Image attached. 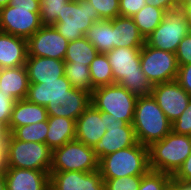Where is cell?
I'll use <instances>...</instances> for the list:
<instances>
[{
	"instance_id": "ffe728a7",
	"label": "cell",
	"mask_w": 191,
	"mask_h": 190,
	"mask_svg": "<svg viewBox=\"0 0 191 190\" xmlns=\"http://www.w3.org/2000/svg\"><path fill=\"white\" fill-rule=\"evenodd\" d=\"M28 56L27 40L0 31V67L25 66Z\"/></svg>"
},
{
	"instance_id": "e0dca14e",
	"label": "cell",
	"mask_w": 191,
	"mask_h": 190,
	"mask_svg": "<svg viewBox=\"0 0 191 190\" xmlns=\"http://www.w3.org/2000/svg\"><path fill=\"white\" fill-rule=\"evenodd\" d=\"M90 104V93L72 87L66 95L55 97L49 101L45 108L48 116H61L77 120Z\"/></svg>"
},
{
	"instance_id": "4316f807",
	"label": "cell",
	"mask_w": 191,
	"mask_h": 190,
	"mask_svg": "<svg viewBox=\"0 0 191 190\" xmlns=\"http://www.w3.org/2000/svg\"><path fill=\"white\" fill-rule=\"evenodd\" d=\"M97 54V49L83 37L68 43L64 62L90 66Z\"/></svg>"
},
{
	"instance_id": "ba28073f",
	"label": "cell",
	"mask_w": 191,
	"mask_h": 190,
	"mask_svg": "<svg viewBox=\"0 0 191 190\" xmlns=\"http://www.w3.org/2000/svg\"><path fill=\"white\" fill-rule=\"evenodd\" d=\"M99 170V160L93 148L77 140L70 141L52 150L50 171H81Z\"/></svg>"
},
{
	"instance_id": "d590c367",
	"label": "cell",
	"mask_w": 191,
	"mask_h": 190,
	"mask_svg": "<svg viewBox=\"0 0 191 190\" xmlns=\"http://www.w3.org/2000/svg\"><path fill=\"white\" fill-rule=\"evenodd\" d=\"M17 100L10 93L0 92V124L7 130L14 104Z\"/></svg>"
},
{
	"instance_id": "8fae6325",
	"label": "cell",
	"mask_w": 191,
	"mask_h": 190,
	"mask_svg": "<svg viewBox=\"0 0 191 190\" xmlns=\"http://www.w3.org/2000/svg\"><path fill=\"white\" fill-rule=\"evenodd\" d=\"M39 12L7 5L0 9V31L28 40L41 27Z\"/></svg>"
},
{
	"instance_id": "7a4b0ae2",
	"label": "cell",
	"mask_w": 191,
	"mask_h": 190,
	"mask_svg": "<svg viewBox=\"0 0 191 190\" xmlns=\"http://www.w3.org/2000/svg\"><path fill=\"white\" fill-rule=\"evenodd\" d=\"M132 125L137 142L147 147L172 131L171 122L152 95L138 96Z\"/></svg>"
},
{
	"instance_id": "f907efd6",
	"label": "cell",
	"mask_w": 191,
	"mask_h": 190,
	"mask_svg": "<svg viewBox=\"0 0 191 190\" xmlns=\"http://www.w3.org/2000/svg\"><path fill=\"white\" fill-rule=\"evenodd\" d=\"M10 0H0V9L9 5Z\"/></svg>"
},
{
	"instance_id": "d4e9b609",
	"label": "cell",
	"mask_w": 191,
	"mask_h": 190,
	"mask_svg": "<svg viewBox=\"0 0 191 190\" xmlns=\"http://www.w3.org/2000/svg\"><path fill=\"white\" fill-rule=\"evenodd\" d=\"M48 131L45 144L51 149L75 140L76 120L65 117H48Z\"/></svg>"
},
{
	"instance_id": "836d02e7",
	"label": "cell",
	"mask_w": 191,
	"mask_h": 190,
	"mask_svg": "<svg viewBox=\"0 0 191 190\" xmlns=\"http://www.w3.org/2000/svg\"><path fill=\"white\" fill-rule=\"evenodd\" d=\"M102 179L104 180L105 190H138L142 175Z\"/></svg>"
},
{
	"instance_id": "ac0fdd59",
	"label": "cell",
	"mask_w": 191,
	"mask_h": 190,
	"mask_svg": "<svg viewBox=\"0 0 191 190\" xmlns=\"http://www.w3.org/2000/svg\"><path fill=\"white\" fill-rule=\"evenodd\" d=\"M6 190H50V172L6 168Z\"/></svg>"
},
{
	"instance_id": "b9f144b4",
	"label": "cell",
	"mask_w": 191,
	"mask_h": 190,
	"mask_svg": "<svg viewBox=\"0 0 191 190\" xmlns=\"http://www.w3.org/2000/svg\"><path fill=\"white\" fill-rule=\"evenodd\" d=\"M41 0H10L9 5L16 8L32 9V12H40Z\"/></svg>"
},
{
	"instance_id": "f5cc1de1",
	"label": "cell",
	"mask_w": 191,
	"mask_h": 190,
	"mask_svg": "<svg viewBox=\"0 0 191 190\" xmlns=\"http://www.w3.org/2000/svg\"><path fill=\"white\" fill-rule=\"evenodd\" d=\"M189 34H191V22L189 23Z\"/></svg>"
},
{
	"instance_id": "4fadbf2b",
	"label": "cell",
	"mask_w": 191,
	"mask_h": 190,
	"mask_svg": "<svg viewBox=\"0 0 191 190\" xmlns=\"http://www.w3.org/2000/svg\"><path fill=\"white\" fill-rule=\"evenodd\" d=\"M106 129V133L93 147V151L98 160L110 153L123 148H129L137 143L132 124H126L108 115V125Z\"/></svg>"
},
{
	"instance_id": "d6986e66",
	"label": "cell",
	"mask_w": 191,
	"mask_h": 190,
	"mask_svg": "<svg viewBox=\"0 0 191 190\" xmlns=\"http://www.w3.org/2000/svg\"><path fill=\"white\" fill-rule=\"evenodd\" d=\"M25 66L30 84L57 80L65 73V62L54 58L27 57Z\"/></svg>"
},
{
	"instance_id": "7402d4cb",
	"label": "cell",
	"mask_w": 191,
	"mask_h": 190,
	"mask_svg": "<svg viewBox=\"0 0 191 190\" xmlns=\"http://www.w3.org/2000/svg\"><path fill=\"white\" fill-rule=\"evenodd\" d=\"M113 22L114 48H142L145 39L132 17L117 16Z\"/></svg>"
},
{
	"instance_id": "d6a6232c",
	"label": "cell",
	"mask_w": 191,
	"mask_h": 190,
	"mask_svg": "<svg viewBox=\"0 0 191 190\" xmlns=\"http://www.w3.org/2000/svg\"><path fill=\"white\" fill-rule=\"evenodd\" d=\"M67 2L68 1L41 0L39 14L42 25H54Z\"/></svg>"
},
{
	"instance_id": "2e32d148",
	"label": "cell",
	"mask_w": 191,
	"mask_h": 190,
	"mask_svg": "<svg viewBox=\"0 0 191 190\" xmlns=\"http://www.w3.org/2000/svg\"><path fill=\"white\" fill-rule=\"evenodd\" d=\"M107 125L108 114L97 110L90 104L76 120L75 140L93 148L106 133Z\"/></svg>"
},
{
	"instance_id": "5b68a950",
	"label": "cell",
	"mask_w": 191,
	"mask_h": 190,
	"mask_svg": "<svg viewBox=\"0 0 191 190\" xmlns=\"http://www.w3.org/2000/svg\"><path fill=\"white\" fill-rule=\"evenodd\" d=\"M7 168H24L50 172L52 150L44 143L24 142L10 133L5 140Z\"/></svg>"
},
{
	"instance_id": "52a82bcc",
	"label": "cell",
	"mask_w": 191,
	"mask_h": 190,
	"mask_svg": "<svg viewBox=\"0 0 191 190\" xmlns=\"http://www.w3.org/2000/svg\"><path fill=\"white\" fill-rule=\"evenodd\" d=\"M98 11L87 0L68 1L53 25L68 42L81 39L96 21Z\"/></svg>"
},
{
	"instance_id": "816d5d0a",
	"label": "cell",
	"mask_w": 191,
	"mask_h": 190,
	"mask_svg": "<svg viewBox=\"0 0 191 190\" xmlns=\"http://www.w3.org/2000/svg\"><path fill=\"white\" fill-rule=\"evenodd\" d=\"M179 5L184 1V0H175Z\"/></svg>"
},
{
	"instance_id": "7dc6e473",
	"label": "cell",
	"mask_w": 191,
	"mask_h": 190,
	"mask_svg": "<svg viewBox=\"0 0 191 190\" xmlns=\"http://www.w3.org/2000/svg\"><path fill=\"white\" fill-rule=\"evenodd\" d=\"M7 130L0 124V143H5Z\"/></svg>"
},
{
	"instance_id": "603a6c76",
	"label": "cell",
	"mask_w": 191,
	"mask_h": 190,
	"mask_svg": "<svg viewBox=\"0 0 191 190\" xmlns=\"http://www.w3.org/2000/svg\"><path fill=\"white\" fill-rule=\"evenodd\" d=\"M48 117L44 106L29 102L27 99L17 100L11 113L8 133H11L16 127L47 121Z\"/></svg>"
},
{
	"instance_id": "ee69618b",
	"label": "cell",
	"mask_w": 191,
	"mask_h": 190,
	"mask_svg": "<svg viewBox=\"0 0 191 190\" xmlns=\"http://www.w3.org/2000/svg\"><path fill=\"white\" fill-rule=\"evenodd\" d=\"M6 166V149L5 143H0V173H4Z\"/></svg>"
},
{
	"instance_id": "60d3db41",
	"label": "cell",
	"mask_w": 191,
	"mask_h": 190,
	"mask_svg": "<svg viewBox=\"0 0 191 190\" xmlns=\"http://www.w3.org/2000/svg\"><path fill=\"white\" fill-rule=\"evenodd\" d=\"M173 177L177 180L191 181V153Z\"/></svg>"
},
{
	"instance_id": "1f68e13d",
	"label": "cell",
	"mask_w": 191,
	"mask_h": 190,
	"mask_svg": "<svg viewBox=\"0 0 191 190\" xmlns=\"http://www.w3.org/2000/svg\"><path fill=\"white\" fill-rule=\"evenodd\" d=\"M171 181L172 175L149 170L146 174L142 175L138 190H165Z\"/></svg>"
},
{
	"instance_id": "9c48e42d",
	"label": "cell",
	"mask_w": 191,
	"mask_h": 190,
	"mask_svg": "<svg viewBox=\"0 0 191 190\" xmlns=\"http://www.w3.org/2000/svg\"><path fill=\"white\" fill-rule=\"evenodd\" d=\"M190 21L179 7L166 11L161 24L145 39L152 48L176 53L181 40L189 33Z\"/></svg>"
},
{
	"instance_id": "bcb514c9",
	"label": "cell",
	"mask_w": 191,
	"mask_h": 190,
	"mask_svg": "<svg viewBox=\"0 0 191 190\" xmlns=\"http://www.w3.org/2000/svg\"><path fill=\"white\" fill-rule=\"evenodd\" d=\"M172 182L180 189V190H191V181H182L177 180L172 176Z\"/></svg>"
},
{
	"instance_id": "83f0119b",
	"label": "cell",
	"mask_w": 191,
	"mask_h": 190,
	"mask_svg": "<svg viewBox=\"0 0 191 190\" xmlns=\"http://www.w3.org/2000/svg\"><path fill=\"white\" fill-rule=\"evenodd\" d=\"M166 10L154 7L152 5H145L140 11L132 16L137 28L144 39L161 24L164 19Z\"/></svg>"
},
{
	"instance_id": "6da1fadb",
	"label": "cell",
	"mask_w": 191,
	"mask_h": 190,
	"mask_svg": "<svg viewBox=\"0 0 191 190\" xmlns=\"http://www.w3.org/2000/svg\"><path fill=\"white\" fill-rule=\"evenodd\" d=\"M141 48H114L106 53L113 72L114 84L138 96L151 95L153 85L140 66Z\"/></svg>"
},
{
	"instance_id": "5bb4252c",
	"label": "cell",
	"mask_w": 191,
	"mask_h": 190,
	"mask_svg": "<svg viewBox=\"0 0 191 190\" xmlns=\"http://www.w3.org/2000/svg\"><path fill=\"white\" fill-rule=\"evenodd\" d=\"M151 95L171 123L184 112L191 100L176 80L153 85Z\"/></svg>"
},
{
	"instance_id": "7bdbcfd3",
	"label": "cell",
	"mask_w": 191,
	"mask_h": 190,
	"mask_svg": "<svg viewBox=\"0 0 191 190\" xmlns=\"http://www.w3.org/2000/svg\"><path fill=\"white\" fill-rule=\"evenodd\" d=\"M146 5L164 9L166 11L174 10L180 7L175 0H145Z\"/></svg>"
},
{
	"instance_id": "f546056e",
	"label": "cell",
	"mask_w": 191,
	"mask_h": 190,
	"mask_svg": "<svg viewBox=\"0 0 191 190\" xmlns=\"http://www.w3.org/2000/svg\"><path fill=\"white\" fill-rule=\"evenodd\" d=\"M65 77L71 83L72 87L92 94L94 87L91 84L90 67L65 63Z\"/></svg>"
},
{
	"instance_id": "74e56055",
	"label": "cell",
	"mask_w": 191,
	"mask_h": 190,
	"mask_svg": "<svg viewBox=\"0 0 191 190\" xmlns=\"http://www.w3.org/2000/svg\"><path fill=\"white\" fill-rule=\"evenodd\" d=\"M178 65L191 64V34H187L178 45L175 53Z\"/></svg>"
},
{
	"instance_id": "681fc988",
	"label": "cell",
	"mask_w": 191,
	"mask_h": 190,
	"mask_svg": "<svg viewBox=\"0 0 191 190\" xmlns=\"http://www.w3.org/2000/svg\"><path fill=\"white\" fill-rule=\"evenodd\" d=\"M165 190H180L172 181L168 184Z\"/></svg>"
},
{
	"instance_id": "cb8c5ba5",
	"label": "cell",
	"mask_w": 191,
	"mask_h": 190,
	"mask_svg": "<svg viewBox=\"0 0 191 190\" xmlns=\"http://www.w3.org/2000/svg\"><path fill=\"white\" fill-rule=\"evenodd\" d=\"M29 84L26 66L1 69L0 92L10 93L16 100L26 99Z\"/></svg>"
},
{
	"instance_id": "8992f818",
	"label": "cell",
	"mask_w": 191,
	"mask_h": 190,
	"mask_svg": "<svg viewBox=\"0 0 191 190\" xmlns=\"http://www.w3.org/2000/svg\"><path fill=\"white\" fill-rule=\"evenodd\" d=\"M138 97L119 84L104 85L93 89L91 104L111 118L132 124Z\"/></svg>"
},
{
	"instance_id": "44dd1931",
	"label": "cell",
	"mask_w": 191,
	"mask_h": 190,
	"mask_svg": "<svg viewBox=\"0 0 191 190\" xmlns=\"http://www.w3.org/2000/svg\"><path fill=\"white\" fill-rule=\"evenodd\" d=\"M71 88V83L64 75L57 80L43 81L41 84H29L26 99L46 107L49 101L55 97L66 95Z\"/></svg>"
},
{
	"instance_id": "3957f363",
	"label": "cell",
	"mask_w": 191,
	"mask_h": 190,
	"mask_svg": "<svg viewBox=\"0 0 191 190\" xmlns=\"http://www.w3.org/2000/svg\"><path fill=\"white\" fill-rule=\"evenodd\" d=\"M150 170L174 175L191 153V136L171 131L149 147Z\"/></svg>"
},
{
	"instance_id": "f35d334b",
	"label": "cell",
	"mask_w": 191,
	"mask_h": 190,
	"mask_svg": "<svg viewBox=\"0 0 191 190\" xmlns=\"http://www.w3.org/2000/svg\"><path fill=\"white\" fill-rule=\"evenodd\" d=\"M145 5V0H119V14L124 17H132Z\"/></svg>"
},
{
	"instance_id": "c3c4849f",
	"label": "cell",
	"mask_w": 191,
	"mask_h": 190,
	"mask_svg": "<svg viewBox=\"0 0 191 190\" xmlns=\"http://www.w3.org/2000/svg\"><path fill=\"white\" fill-rule=\"evenodd\" d=\"M0 190H6V181L4 173H0Z\"/></svg>"
},
{
	"instance_id": "ab89813d",
	"label": "cell",
	"mask_w": 191,
	"mask_h": 190,
	"mask_svg": "<svg viewBox=\"0 0 191 190\" xmlns=\"http://www.w3.org/2000/svg\"><path fill=\"white\" fill-rule=\"evenodd\" d=\"M176 81L191 96V64L179 65Z\"/></svg>"
},
{
	"instance_id": "e575fe53",
	"label": "cell",
	"mask_w": 191,
	"mask_h": 190,
	"mask_svg": "<svg viewBox=\"0 0 191 190\" xmlns=\"http://www.w3.org/2000/svg\"><path fill=\"white\" fill-rule=\"evenodd\" d=\"M98 11L102 20H111L119 14V0H87Z\"/></svg>"
},
{
	"instance_id": "4dcf8cb0",
	"label": "cell",
	"mask_w": 191,
	"mask_h": 190,
	"mask_svg": "<svg viewBox=\"0 0 191 190\" xmlns=\"http://www.w3.org/2000/svg\"><path fill=\"white\" fill-rule=\"evenodd\" d=\"M48 131V121L28 124L16 127L10 134L17 140L29 142L34 141L44 143Z\"/></svg>"
},
{
	"instance_id": "f6af8a7d",
	"label": "cell",
	"mask_w": 191,
	"mask_h": 190,
	"mask_svg": "<svg viewBox=\"0 0 191 190\" xmlns=\"http://www.w3.org/2000/svg\"><path fill=\"white\" fill-rule=\"evenodd\" d=\"M180 8L183 10L186 18L191 22V0H184L180 4Z\"/></svg>"
},
{
	"instance_id": "8d00e7d4",
	"label": "cell",
	"mask_w": 191,
	"mask_h": 190,
	"mask_svg": "<svg viewBox=\"0 0 191 190\" xmlns=\"http://www.w3.org/2000/svg\"><path fill=\"white\" fill-rule=\"evenodd\" d=\"M171 127L174 133L191 136V100L184 112L171 123Z\"/></svg>"
},
{
	"instance_id": "7c38bea8",
	"label": "cell",
	"mask_w": 191,
	"mask_h": 190,
	"mask_svg": "<svg viewBox=\"0 0 191 190\" xmlns=\"http://www.w3.org/2000/svg\"><path fill=\"white\" fill-rule=\"evenodd\" d=\"M68 43L53 25H43L27 40V57H47L64 61Z\"/></svg>"
},
{
	"instance_id": "30bf717a",
	"label": "cell",
	"mask_w": 191,
	"mask_h": 190,
	"mask_svg": "<svg viewBox=\"0 0 191 190\" xmlns=\"http://www.w3.org/2000/svg\"><path fill=\"white\" fill-rule=\"evenodd\" d=\"M140 66L152 85L175 81L179 69L174 53L152 48L146 43L141 48Z\"/></svg>"
},
{
	"instance_id": "9a60e30c",
	"label": "cell",
	"mask_w": 191,
	"mask_h": 190,
	"mask_svg": "<svg viewBox=\"0 0 191 190\" xmlns=\"http://www.w3.org/2000/svg\"><path fill=\"white\" fill-rule=\"evenodd\" d=\"M50 190H105L104 180L99 170L50 171Z\"/></svg>"
},
{
	"instance_id": "f1b7e54d",
	"label": "cell",
	"mask_w": 191,
	"mask_h": 190,
	"mask_svg": "<svg viewBox=\"0 0 191 190\" xmlns=\"http://www.w3.org/2000/svg\"><path fill=\"white\" fill-rule=\"evenodd\" d=\"M89 67L91 84L94 88L114 84L112 68L106 53H98Z\"/></svg>"
},
{
	"instance_id": "484cf974",
	"label": "cell",
	"mask_w": 191,
	"mask_h": 190,
	"mask_svg": "<svg viewBox=\"0 0 191 190\" xmlns=\"http://www.w3.org/2000/svg\"><path fill=\"white\" fill-rule=\"evenodd\" d=\"M98 51L107 53L114 49L113 22L100 20L94 22L84 36Z\"/></svg>"
},
{
	"instance_id": "277c9868",
	"label": "cell",
	"mask_w": 191,
	"mask_h": 190,
	"mask_svg": "<svg viewBox=\"0 0 191 190\" xmlns=\"http://www.w3.org/2000/svg\"><path fill=\"white\" fill-rule=\"evenodd\" d=\"M149 170L148 147L139 142L129 148L110 153L99 160L102 178L144 175Z\"/></svg>"
},
{
	"instance_id": "db71d44e",
	"label": "cell",
	"mask_w": 191,
	"mask_h": 190,
	"mask_svg": "<svg viewBox=\"0 0 191 190\" xmlns=\"http://www.w3.org/2000/svg\"><path fill=\"white\" fill-rule=\"evenodd\" d=\"M49 1H71V0H49Z\"/></svg>"
}]
</instances>
